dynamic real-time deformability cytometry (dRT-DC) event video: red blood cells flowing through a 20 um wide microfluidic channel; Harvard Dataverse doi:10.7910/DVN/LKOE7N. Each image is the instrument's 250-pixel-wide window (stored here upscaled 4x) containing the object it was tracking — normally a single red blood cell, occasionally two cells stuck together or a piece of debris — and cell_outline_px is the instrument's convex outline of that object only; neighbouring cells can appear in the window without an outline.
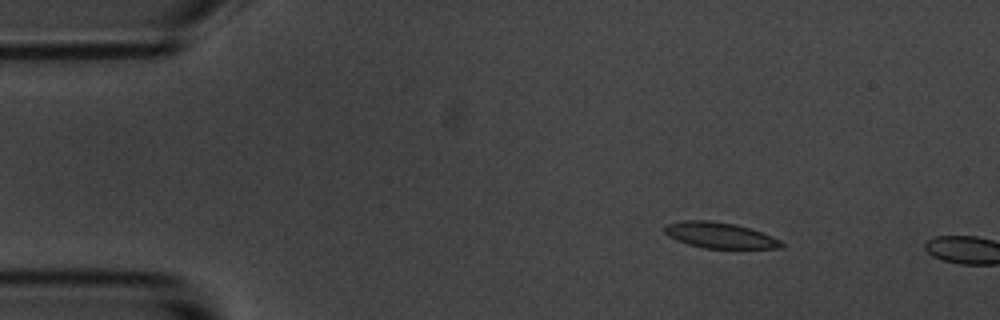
{"species": "common noctule bat (a hibernating species)", "species_latin": "Nyctalus noctula", "temperature_condition": "room temperature", "stored_images_in_passage": 3, "camera_frame_rate_fps": 3000, "um_per_image_px": 0.085, "animal": {"sex": "male", "body_mass_g": 20.1, "forearm_length_mm": 53.5}, "frame": {"image": 1, "passage_image": 2, "time_ms": 1.0, "image_size_px": [1000, 320], "cell_outline_px": [[784, 244], [780, 248], [704, 248], [688, 244], [676, 240], [668, 236], [664, 232], [664, 224], [680, 220], [708, 220], [736, 224], [764, 232], [780, 240]], "centroid_in_image_um": [61.15, 19.98], "position_along_channel_um": 23.9, "area_um2": 17.74}}